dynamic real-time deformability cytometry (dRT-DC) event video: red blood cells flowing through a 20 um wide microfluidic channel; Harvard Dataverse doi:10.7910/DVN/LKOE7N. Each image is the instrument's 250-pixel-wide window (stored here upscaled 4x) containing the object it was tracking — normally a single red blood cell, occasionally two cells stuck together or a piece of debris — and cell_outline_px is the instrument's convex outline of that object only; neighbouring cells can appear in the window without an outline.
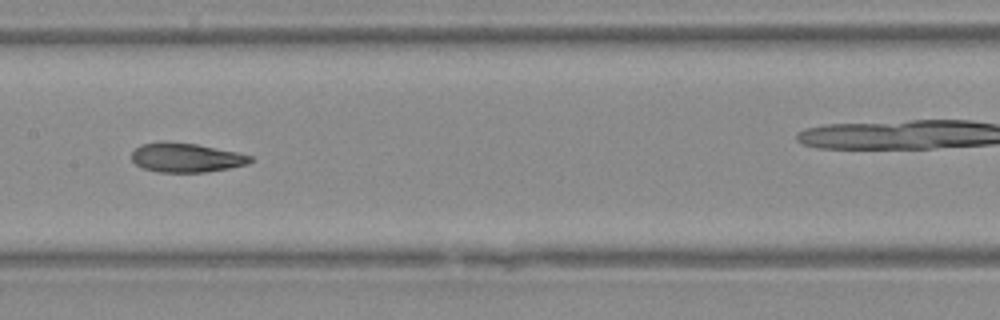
{"species": "Egyptian fruit bat (a non-hibernating species)", "species_latin": "Rousettus aegyptiacus", "temperature_condition": "warm", "stored_images_in_passage": 25, "camera_frame_rate_fps": 3000, "um_per_image_px": 0.085, "animal": {"sex": "female"}, "frame": {"image": 1, "passage_image": 23, "time_ms": 7.333, "image_size_px": [1000, 320], "cell_outline_px": [[252, 160], [248, 164], [228, 168], [204, 172], [156, 172], [144, 168], [136, 164], [132, 160], [132, 152], [136, 148], [144, 144], [164, 140], [196, 144], [236, 152], [252, 156]], "centroid_in_image_um": [15.8, 13.39], "position_along_channel_um": 191.6, "area_um2": 20.11}}